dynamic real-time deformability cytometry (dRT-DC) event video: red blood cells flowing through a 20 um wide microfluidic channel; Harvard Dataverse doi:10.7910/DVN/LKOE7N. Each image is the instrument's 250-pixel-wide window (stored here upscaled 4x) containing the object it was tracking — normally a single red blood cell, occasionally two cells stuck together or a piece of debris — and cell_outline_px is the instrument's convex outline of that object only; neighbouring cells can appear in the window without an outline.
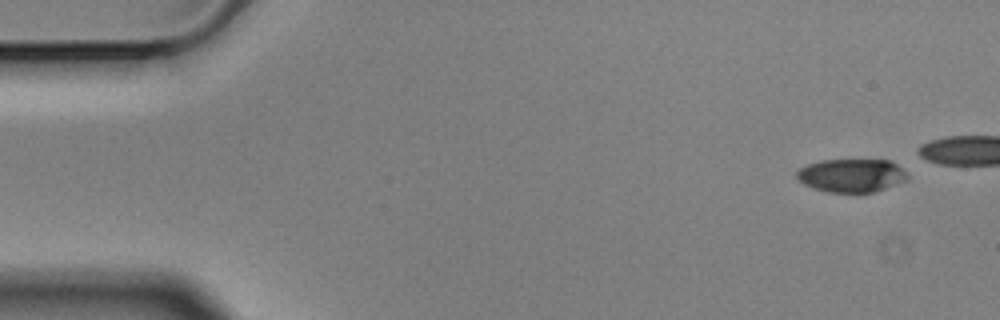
{"species": "Egyptian fruit bat (a non-hibernating species)", "species_latin": "Rousettus aegyptiacus", "temperature_condition": "cold", "stored_images_in_passage": 5, "camera_frame_rate_fps": 3000, "um_per_image_px": 0.085, "animal": {"sex": "male"}, "frame": {"image": 1, "passage_image": 1, "time_ms": 0.0, "image_size_px": [1000, 320], "cell_outline_px": [[908, 180], [872, 192], [828, 192], [812, 188], [804, 184], [796, 176], [796, 172], [800, 168], [808, 164], [820, 160], [892, 160], [908, 176]], "centroid_in_image_um": [72.35, 14.91], "position_along_channel_um": 12.6, "area_um2": 21.33}}
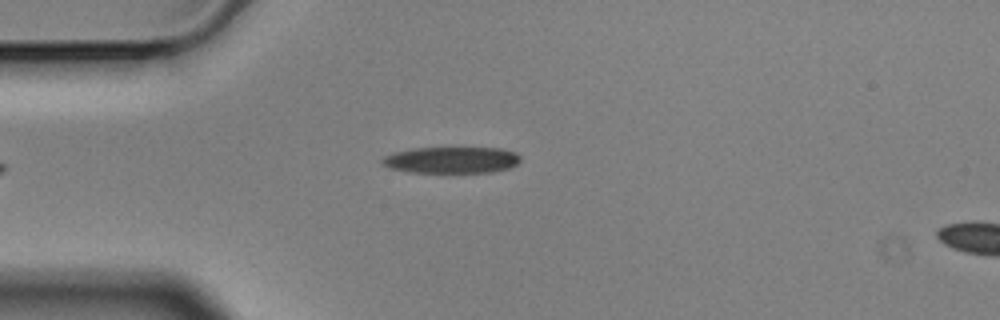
{"frame": {"image": 2, "passage_image": 5, "time_ms": 1.333, "image_size_px": [1000, 320], "cell_outline_px": [[520, 160], [512, 168], [492, 172], [408, 172], [388, 168], [380, 160], [384, 156], [392, 152], [412, 148], [500, 148], [516, 152], [520, 156]], "centroid_in_image_um": [38.37, 13.6], "position_along_channel_um": 46.6, "area_um2": 21.44}}